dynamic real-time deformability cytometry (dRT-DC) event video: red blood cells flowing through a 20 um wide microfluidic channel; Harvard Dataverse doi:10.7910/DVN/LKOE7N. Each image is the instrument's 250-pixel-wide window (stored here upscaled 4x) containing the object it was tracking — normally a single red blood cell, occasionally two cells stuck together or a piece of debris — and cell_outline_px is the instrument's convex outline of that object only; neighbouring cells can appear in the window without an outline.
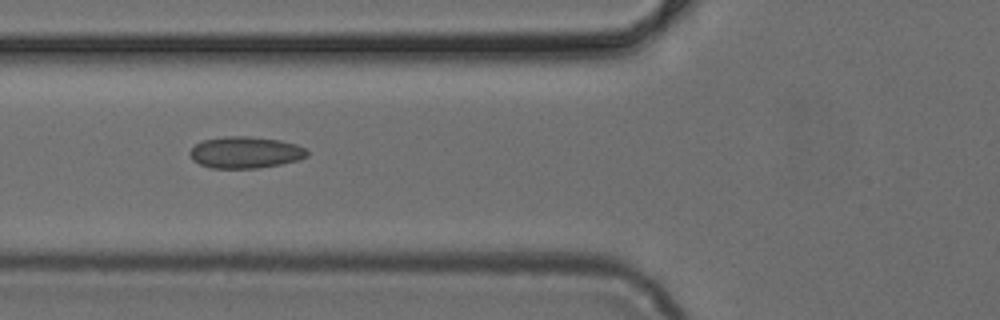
{"species": "common noctule bat (a hibernating species)", "species_latin": "Nyctalus noctula", "temperature_condition": "cold", "stored_images_in_passage": 5, "camera_frame_rate_fps": 3000, "um_per_image_px": 0.085, "animal": {"sex": "female", "body_mass_g": 24.6, "forearm_length_mm": 56.2}, "frame": {"image": 1, "passage_image": 4, "time_ms": 1.0, "image_size_px": [1000, 320], "cell_outline_px": [[308, 156], [300, 160], [280, 164], [256, 168], [212, 168], [200, 164], [192, 160], [188, 152], [196, 144], [204, 140], [224, 136], [248, 136], [280, 140], [296, 144], [308, 148]], "centroid_in_image_um": [20.88, 12.95], "position_along_channel_um": 104.9, "area_um2": 21.73}}
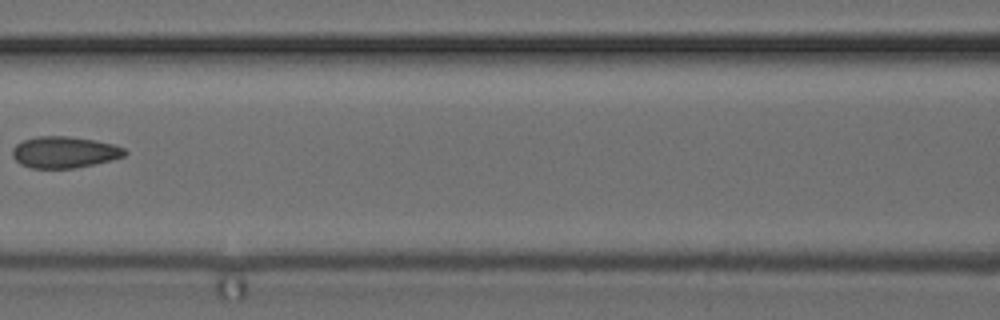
{"frame": {"image": 2, "passage_image": 5, "time_ms": 1.333, "image_size_px": [1000, 320], "cell_outline_px": [[128, 152], [124, 156], [112, 160], [76, 168], [32, 168], [20, 164], [12, 156], [12, 148], [16, 144], [24, 140], [36, 136], [68, 136], [96, 140], [112, 144], [124, 148]], "centroid_in_image_um": [5.47, 12.93], "position_along_channel_um": 161.1, "area_um2": 20.69}}